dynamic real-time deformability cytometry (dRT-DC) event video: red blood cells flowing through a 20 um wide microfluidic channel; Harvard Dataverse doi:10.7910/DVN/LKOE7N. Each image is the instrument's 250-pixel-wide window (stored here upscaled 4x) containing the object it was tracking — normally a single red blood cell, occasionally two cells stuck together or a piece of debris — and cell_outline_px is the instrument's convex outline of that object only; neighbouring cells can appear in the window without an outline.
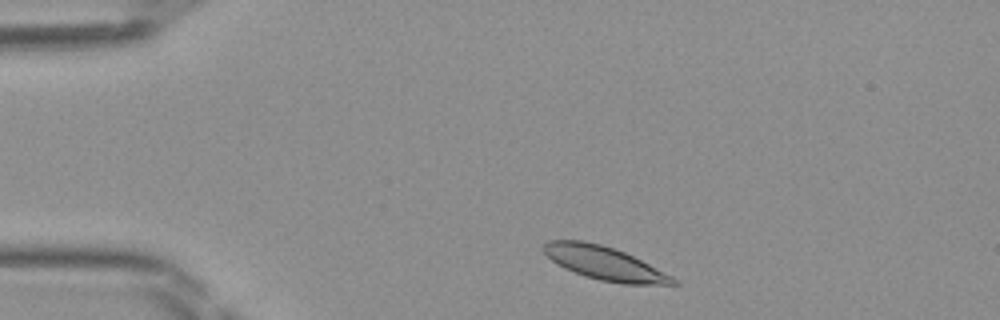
{"species": "Egyptian fruit bat (a non-hibernating species)", "species_latin": "Rousettus aegyptiacus", "temperature_condition": "room temperature", "stored_images_in_passage": 42, "camera_frame_rate_fps": 3000, "um_per_image_px": 0.085, "frame": {"image": 1, "passage_image": 3, "time_ms": 0.667, "image_size_px": [1000, 320], "cell_outline_px": [[680, 284], [624, 284], [600, 280], [584, 276], [564, 268], [552, 260], [544, 252], [544, 244], [548, 240], [584, 240], [600, 244], [624, 252], [672, 276]], "centroid_in_image_um": [51.35, 22.37], "position_along_channel_um": 33.6, "area_um2": 24.8}}
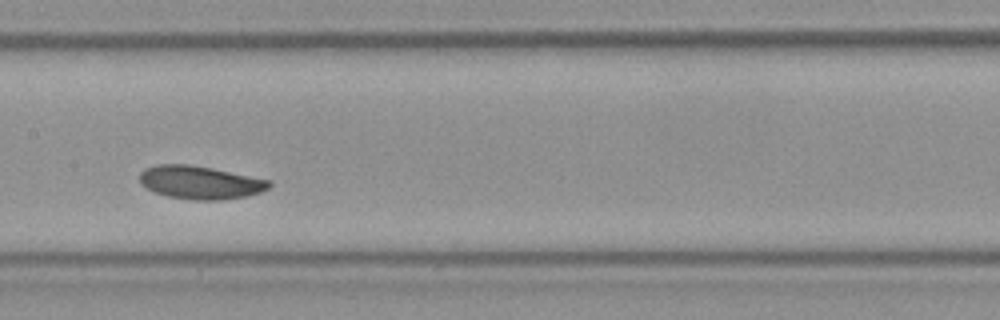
{"frame": {"image": 2, "passage_image": 18, "time_ms": 5.667, "image_size_px": [1000, 320], "cell_outline_px": [[272, 184], [268, 188], [260, 192], [244, 196], [224, 200], [192, 200], [168, 196], [156, 192], [140, 184], [140, 172], [144, 168], [156, 164], [188, 164], [212, 168], [272, 180]], "centroid_in_image_um": [17.02, 15.5], "position_along_channel_um": 190.4, "area_um2": 25.09}}
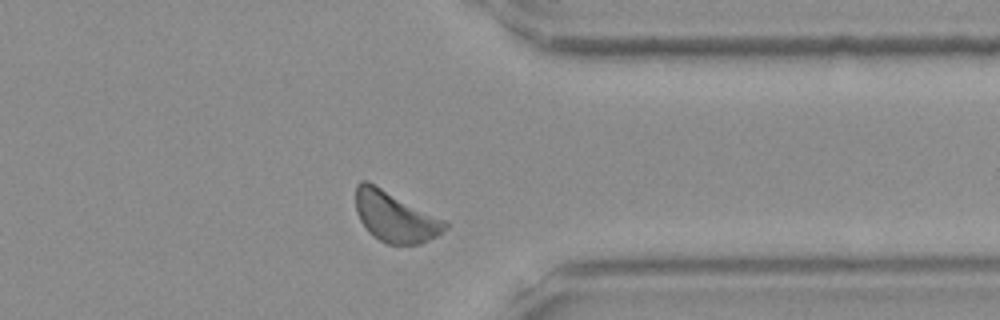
{"frame": {"image": 3, "passage_image": 32, "time_ms": 10.333, "image_size_px": [1000, 320], "cell_outline_px": [[448, 228], [436, 236], [420, 244], [388, 244], [372, 236], [368, 232], [360, 220], [356, 212], [356, 184], [360, 180], [368, 180], [444, 220], [448, 224]], "centroid_in_image_um": [33.54, 18.41], "position_along_channel_um": 377.9, "area_um2": 26.18}}